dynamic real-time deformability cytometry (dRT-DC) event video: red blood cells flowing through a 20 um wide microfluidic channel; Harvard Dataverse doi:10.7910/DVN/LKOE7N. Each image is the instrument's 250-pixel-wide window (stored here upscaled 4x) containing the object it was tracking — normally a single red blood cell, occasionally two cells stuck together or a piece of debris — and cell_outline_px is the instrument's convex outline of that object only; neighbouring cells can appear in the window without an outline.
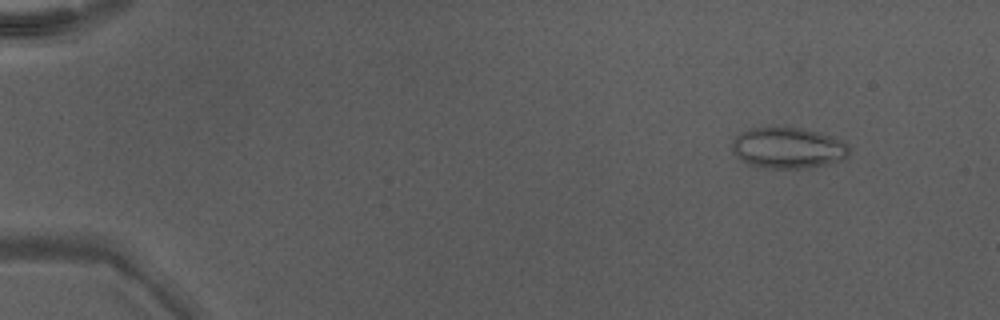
{"species": "Egyptian fruit bat (a non-hibernating species)", "species_latin": "Rousettus aegyptiacus", "temperature_condition": "warm", "stored_images_in_passage": 49, "camera_frame_rate_fps": 3000, "um_per_image_px": 0.085, "animal": {"sex": "male"}, "frame": {"image": 1, "passage_image": 6, "time_ms": 1.667, "image_size_px": [1000, 320], "cell_outline_px": [[848, 156], [844, 160], [828, 164], [804, 168], [764, 168], [748, 164], [736, 156], [732, 148], [732, 140], [740, 132], [752, 128], [784, 124], [788, 124], [820, 132], [844, 140], [848, 144]], "centroid_in_image_um": [66.99, 12.53], "position_along_channel_um": 18.0, "area_um2": 28.96}}
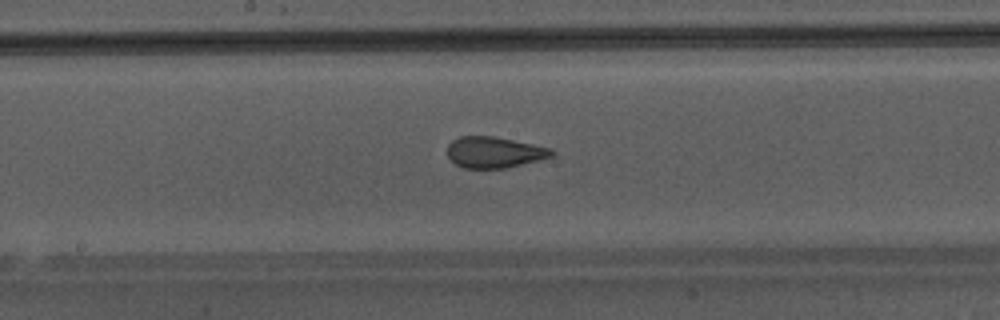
{"frame": {"image": 2, "passage_image": 28, "time_ms": 9.0, "image_size_px": [1000, 320], "cell_outline_px": [[556, 152], [552, 156], [504, 168], [464, 168], [456, 164], [448, 156], [448, 144], [452, 140], [460, 136], [492, 136], [552, 148]], "centroid_in_image_um": [41.99, 12.93], "position_along_channel_um": 206.2, "area_um2": 18.61}}
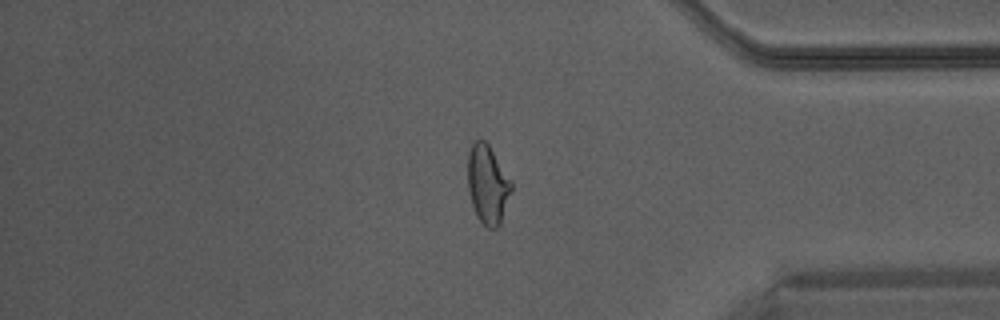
{"frame": {"image": 3, "passage_image": 42, "time_ms": 13.667, "image_size_px": [1000, 320], "cell_outline_px": [[512, 192], [500, 224], [496, 228], [488, 228], [476, 216], [472, 204], [468, 188], [468, 152], [472, 144], [476, 140], [484, 140], [488, 144], [512, 180]], "centroid_in_image_um": [41.47, 15.68], "position_along_channel_um": 393.7, "area_um2": 20.06}}